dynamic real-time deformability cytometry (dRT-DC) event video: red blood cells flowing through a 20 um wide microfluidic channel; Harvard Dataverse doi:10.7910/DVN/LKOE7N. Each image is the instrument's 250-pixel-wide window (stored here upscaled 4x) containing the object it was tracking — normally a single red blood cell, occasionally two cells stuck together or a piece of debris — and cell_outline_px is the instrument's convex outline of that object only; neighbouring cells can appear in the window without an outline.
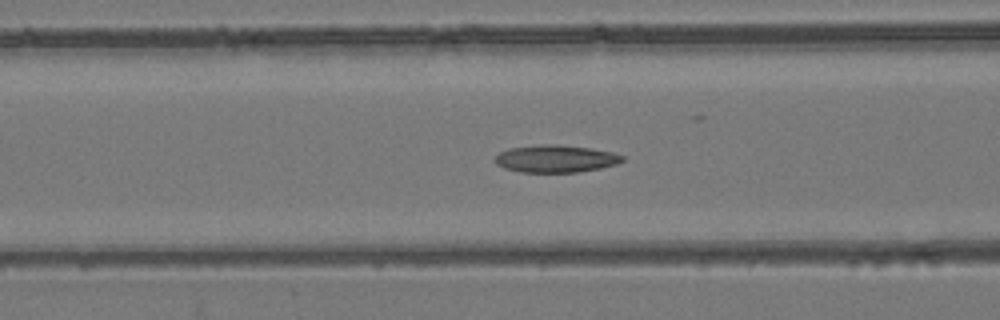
{"species": "common noctule bat (a hibernating species)", "species_latin": "Nyctalus noctula", "temperature_condition": "room temperature", "stored_images_in_passage": 54, "camera_frame_rate_fps": 3000, "um_per_image_px": 0.085, "animal": {"sex": "female", "body_mass_g": 24.6, "forearm_length_mm": 56.2}, "frame": {"image": 1, "passage_image": 22, "time_ms": 7.0, "image_size_px": [1000, 320], "cell_outline_px": [[624, 160], [616, 164], [600, 168], [580, 172], [520, 172], [504, 168], [496, 164], [496, 156], [500, 152], [508, 148], [540, 144], [560, 144], [592, 148], [612, 152], [624, 156]], "centroid_in_image_um": [47.24, 13.48], "position_along_channel_um": 119.4, "area_um2": 20.46}}
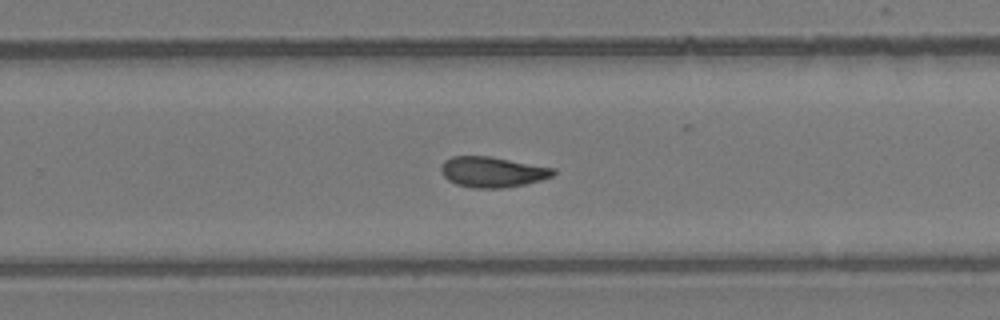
{"frame": {"image": 2, "passage_image": 35, "time_ms": 11.333, "image_size_px": [1000, 320], "cell_outline_px": [[556, 172], [552, 176], [540, 180], [524, 184], [500, 188], [472, 188], [456, 184], [448, 180], [444, 176], [440, 168], [444, 160], [452, 156], [492, 156], [556, 168]], "centroid_in_image_um": [41.85, 14.6], "position_along_channel_um": 287.9, "area_um2": 20.06}}
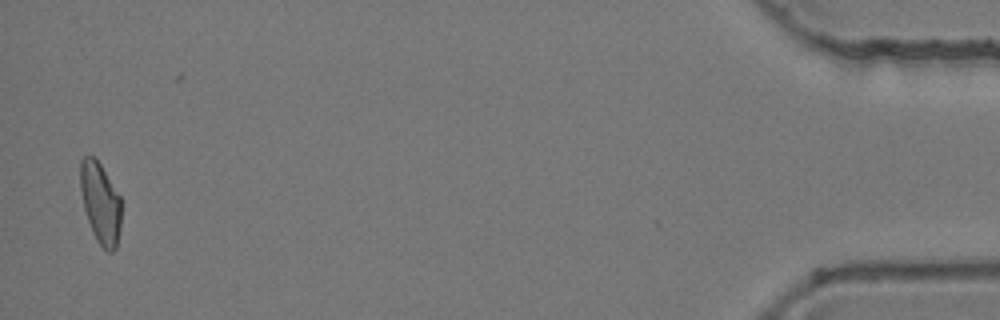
{"frame": {"image": 3, "passage_image": 53, "time_ms": 17.333, "image_size_px": [1000, 320], "cell_outline_px": [[120, 228], [116, 248], [112, 252], [108, 252], [96, 240], [92, 232], [84, 208], [80, 188], [80, 160], [84, 156], [92, 156], [100, 164], [120, 196]], "centroid_in_image_um": [8.52, 17.26], "position_along_channel_um": 426.7, "area_um2": 19.13}, "authors_computed_cell_mechanics": {"area_um2": 20.1144, "velocity_mm_per_s": 3.8949, "shape_relaxation_time_tau1_ms": null, "shape_relaxation_time_tau2_ms": 4.9289, "deformation_change_tau1": null, "deformation_change_tau2": 0.1142}}